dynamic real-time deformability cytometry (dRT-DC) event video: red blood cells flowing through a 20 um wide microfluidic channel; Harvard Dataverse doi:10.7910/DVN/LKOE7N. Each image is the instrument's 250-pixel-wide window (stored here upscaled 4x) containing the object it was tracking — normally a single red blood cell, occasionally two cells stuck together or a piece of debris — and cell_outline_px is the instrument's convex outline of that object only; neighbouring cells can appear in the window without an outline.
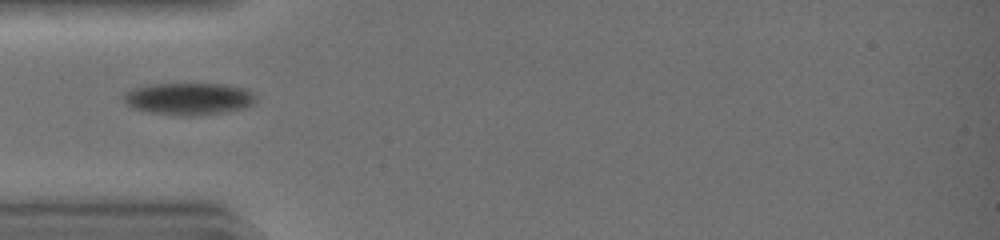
{"species": "common noctule bat (a hibernating species)", "species_latin": "Nyctalus noctula", "temperature_condition": "warm", "stored_images_in_passage": 31, "camera_frame_rate_fps": 3000, "um_per_image_px": 0.085, "animal": {"sex": "female", "body_mass_g": 19.0, "forearm_length_mm": 51.5}, "frame": {"image": 1, "passage_image": 1, "time_ms": 0.0, "image_size_px": [1000, 240], "cell_outline_px": [[256, 100], [252, 104], [244, 108], [224, 112], [192, 116], [180, 116], [148, 112], [132, 108], [124, 100], [124, 92], [148, 84], [228, 84], [244, 88], [252, 92], [256, 96]], "centroid_in_image_um": [16.06, 8.4], "position_along_channel_um": 68.9, "area_um2": 24.8}}
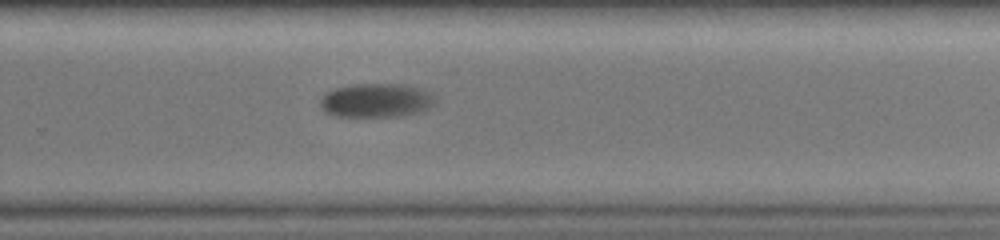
{"frame": {"image": 2, "passage_image": 17, "time_ms": 5.333, "image_size_px": [1000, 240], "cell_outline_px": [[436, 100], [428, 108], [420, 112], [396, 116], [336, 116], [328, 112], [320, 104], [320, 100], [332, 88], [352, 84], [404, 84], [424, 88], [432, 92]], "centroid_in_image_um": [32.03, 8.51], "position_along_channel_um": 297.8, "area_um2": 22.72}}
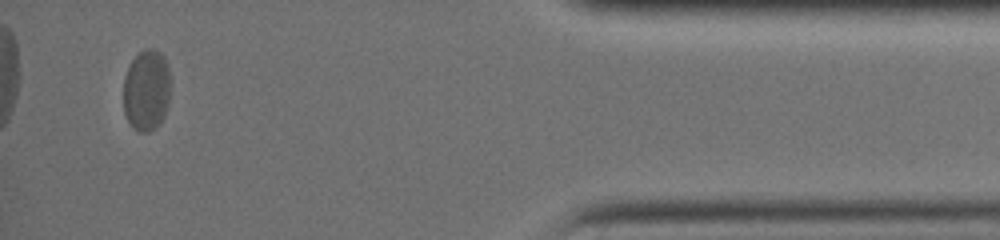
{"frame": {"image": 3, "passage_image": 29, "time_ms": 9.333, "image_size_px": [1000, 240], "cell_outline_px": [[168, 100], [164, 116], [148, 132], [140, 132], [132, 128], [124, 112], [124, 76], [132, 60], [144, 48], [156, 48], [164, 56], [168, 64]], "centroid_in_image_um": [12.43, 7.63], "position_along_channel_um": 422.8, "area_um2": 22.02}}